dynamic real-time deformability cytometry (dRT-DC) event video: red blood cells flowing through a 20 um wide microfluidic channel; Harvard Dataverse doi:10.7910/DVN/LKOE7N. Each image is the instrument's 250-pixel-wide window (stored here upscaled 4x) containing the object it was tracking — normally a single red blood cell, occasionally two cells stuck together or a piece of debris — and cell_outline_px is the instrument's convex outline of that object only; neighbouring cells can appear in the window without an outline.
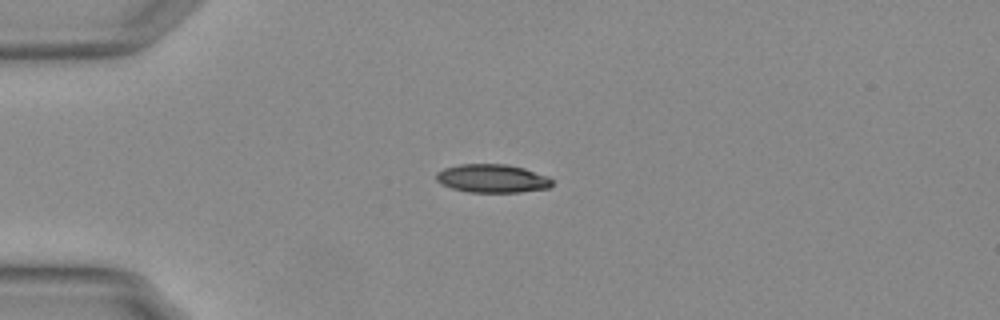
{"species": "Egyptian fruit bat (a non-hibernating species)", "species_latin": "Rousettus aegyptiacus", "temperature_condition": "warm", "stored_images_in_passage": 30, "camera_frame_rate_fps": 3000, "um_per_image_px": 0.085, "animal": {"sex": "female"}, "frame": {"image": 1, "passage_image": 1, "time_ms": 0.0, "image_size_px": [1000, 320], "cell_outline_px": [[552, 184], [548, 188], [520, 192], [468, 192], [452, 188], [440, 184], [436, 180], [436, 172], [444, 168], [460, 164], [508, 164], [524, 168], [548, 176], [552, 180]], "centroid_in_image_um": [41.82, 15.16], "position_along_channel_um": 43.2, "area_um2": 19.25}}
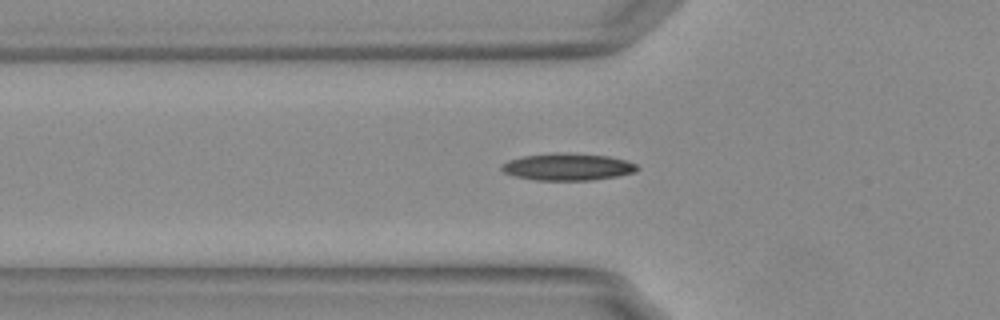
{"frame": {"image": 2, "passage_image": 6, "time_ms": 1.667, "image_size_px": [1000, 320], "cell_outline_px": [[640, 168], [636, 172], [616, 176], [592, 180], [536, 180], [516, 176], [504, 172], [500, 168], [500, 164], [508, 160], [524, 156], [556, 152], [564, 152], [608, 156], [624, 160], [636, 164]], "centroid_in_image_um": [48.24, 14.18], "position_along_channel_um": 77.6, "area_um2": 21.39}}
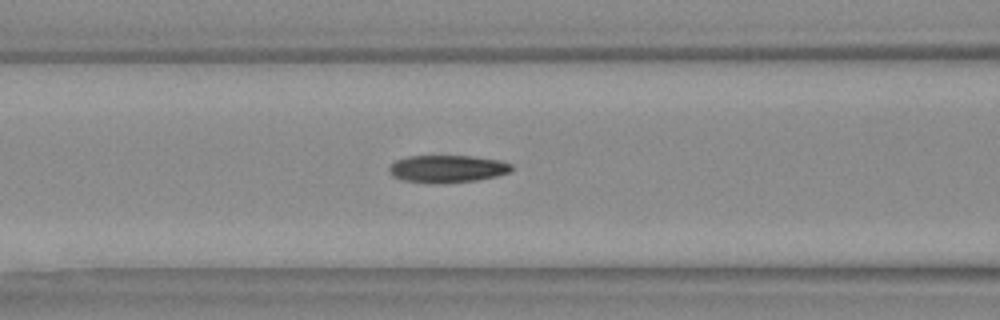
{"frame": {"image": 3, "passage_image": 10, "time_ms": 3.0, "image_size_px": [1000, 320], "cell_outline_px": [[512, 168], [508, 172], [496, 176], [476, 180], [444, 184], [440, 184], [404, 180], [392, 176], [388, 172], [388, 168], [396, 160], [408, 156], [472, 156], [500, 160], [512, 164]], "centroid_in_image_um": [38.0, 14.35], "position_along_channel_um": 128.6, "area_um2": 19.59}, "authors_computed_cell_mechanics": {"area_um2": 19.7098, "velocity_mm_per_s": 3.7672, "shape_relaxation_time_tau1_ms": 6.3596, "shape_relaxation_time_tau2_ms": 2.2321, "deformation_change_tau1": 0.2104, "deformation_change_tau2": 0.0905}}